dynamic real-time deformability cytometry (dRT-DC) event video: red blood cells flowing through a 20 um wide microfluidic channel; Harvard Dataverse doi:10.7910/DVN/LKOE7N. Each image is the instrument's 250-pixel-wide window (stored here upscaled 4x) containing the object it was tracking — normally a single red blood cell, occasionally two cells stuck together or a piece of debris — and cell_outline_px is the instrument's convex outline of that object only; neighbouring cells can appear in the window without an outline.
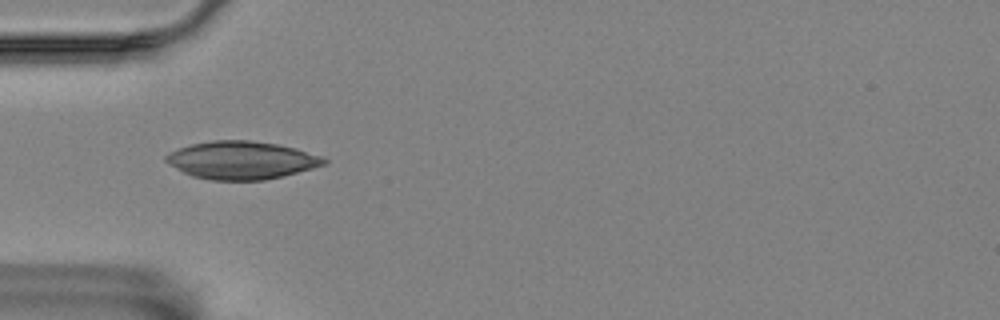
{"species": "Egyptian fruit bat (a non-hibernating species)", "species_latin": "Rousettus aegyptiacus", "temperature_condition": "room temperature", "stored_images_in_passage": 2, "camera_frame_rate_fps": 3000, "um_per_image_px": 0.085, "animal": {"sex": "female"}, "frame": {"image": 1, "passage_image": 1, "time_ms": 0.0, "image_size_px": [1000, 320], "cell_outline_px": [[328, 164], [264, 180], [212, 180], [192, 176], [176, 168], [164, 160], [164, 156], [180, 148], [192, 144], [212, 140], [252, 140], [276, 144], [296, 148], [324, 156], [328, 160]], "centroid_in_image_um": [20.57, 13.61], "position_along_channel_um": 64.4, "area_um2": 34.74}}
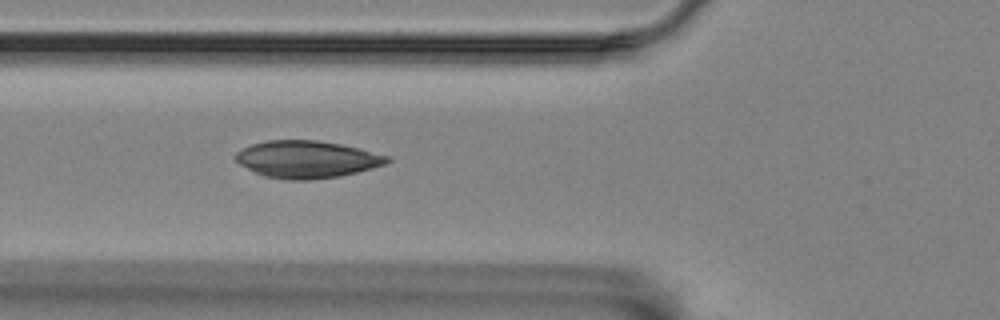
{"frame": {"image": 2, "passage_image": 2, "time_ms": 0.333, "image_size_px": [1000, 320], "cell_outline_px": [[392, 160], [384, 164], [372, 168], [340, 176], [308, 180], [288, 180], [264, 176], [240, 164], [236, 160], [236, 152], [252, 144], [268, 140], [316, 140], [340, 144], [360, 148], [392, 156]], "centroid_in_image_um": [26.13, 13.54], "position_along_channel_um": 99.7, "area_um2": 32.77}}